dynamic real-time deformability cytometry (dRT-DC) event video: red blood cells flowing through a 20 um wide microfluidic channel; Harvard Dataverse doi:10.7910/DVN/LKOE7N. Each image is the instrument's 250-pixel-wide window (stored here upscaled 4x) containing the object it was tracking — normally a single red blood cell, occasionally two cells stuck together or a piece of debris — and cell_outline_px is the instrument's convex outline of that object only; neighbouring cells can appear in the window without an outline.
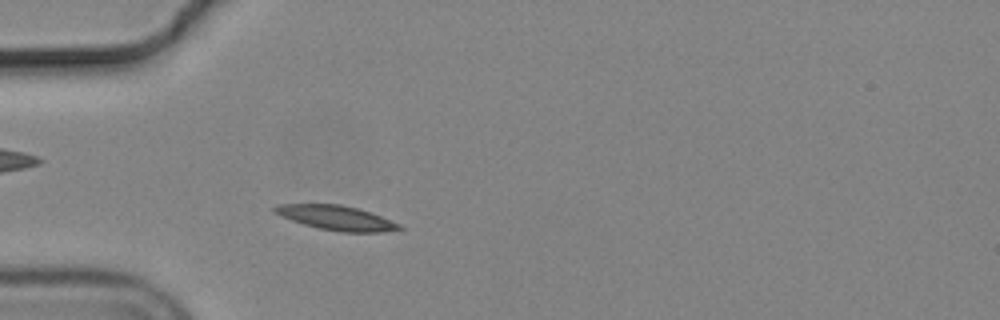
{"species": "common noctule bat (a hibernating species)", "species_latin": "Nyctalus noctula", "temperature_condition": "cold", "stored_images_in_passage": 48, "camera_frame_rate_fps": 3000, "um_per_image_px": 0.085, "animal": {"sex": "male", "body_mass_g": 19.2, "forearm_length_mm": 51.8}, "frame": {"image": 1, "passage_image": 9, "time_ms": 2.667, "image_size_px": [1000, 320], "cell_outline_px": [[404, 228], [384, 232], [340, 232], [320, 228], [304, 224], [280, 216], [272, 212], [272, 208], [276, 204], [340, 204], [372, 212], [400, 224]], "centroid_in_image_um": [28.58, 18.51], "position_along_channel_um": 56.4, "area_um2": 17.86}}
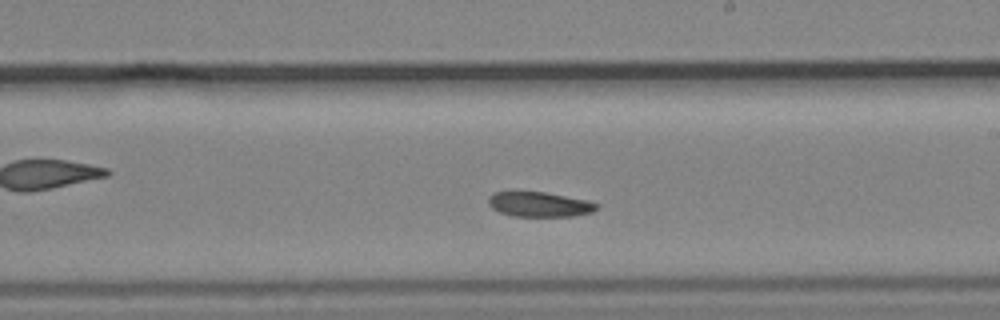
{"frame": {"image": 2, "passage_image": 25, "time_ms": 8.0, "image_size_px": [1000, 320], "cell_outline_px": [[600, 208], [592, 212], [572, 216], [512, 216], [500, 212], [492, 208], [488, 204], [488, 196], [492, 192], [544, 192], [584, 200], [600, 204]], "centroid_in_image_um": [45.83, 17.37], "position_along_channel_um": 243.2, "area_um2": 15.61}}
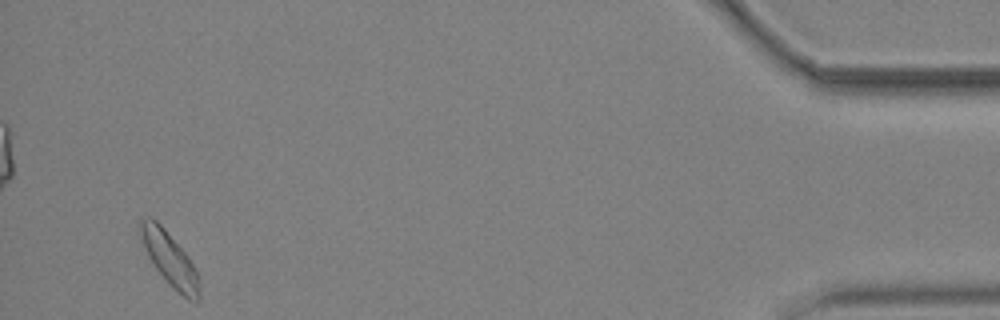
{"frame": {"image": 3, "passage_image": 46, "time_ms": 15.0, "image_size_px": [1000, 320], "cell_outline_px": [[200, 300], [188, 300], [172, 288], [168, 284], [156, 268], [148, 256], [140, 240], [140, 220], [148, 216], [152, 216], [164, 228], [188, 256], [196, 268], [200, 280]], "centroid_in_image_um": [14.44, 22.03], "position_along_channel_um": 420.8, "area_um2": 18.55}, "authors_computed_cell_mechanics": {"area_um2": 16.8776, "velocity_mm_per_s": 3.6436, "shape_relaxation_time_tau1_ms": 7.4446, "shape_relaxation_time_tau2_ms": null, "deformation_change_tau1": 0.1258, "deformation_change_tau2": null}}